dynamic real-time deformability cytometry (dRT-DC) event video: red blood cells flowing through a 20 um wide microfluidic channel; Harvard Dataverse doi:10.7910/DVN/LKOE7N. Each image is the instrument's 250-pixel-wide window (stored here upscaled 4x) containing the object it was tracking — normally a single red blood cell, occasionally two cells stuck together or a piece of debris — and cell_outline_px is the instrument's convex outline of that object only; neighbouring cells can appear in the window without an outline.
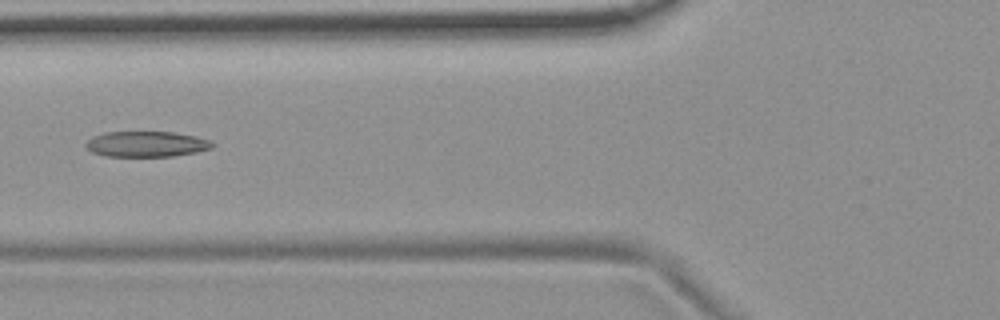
{"species": "common noctule bat (a hibernating species)", "species_latin": "Nyctalus noctula", "temperature_condition": "room temperature", "stored_images_in_passage": 6, "camera_frame_rate_fps": 3000, "um_per_image_px": 0.085, "animal": {"sex": "female", "body_mass_g": 19.9}, "frame": {"image": 1, "passage_image": 6, "time_ms": 5.667, "image_size_px": [1000, 320], "cell_outline_px": [[216, 144], [212, 148], [196, 152], [172, 156], [104, 156], [92, 152], [84, 144], [92, 136], [104, 132], [172, 132], [196, 136], [212, 140]], "centroid_in_image_um": [12.47, 12.24], "position_along_channel_um": 113.3, "area_um2": 18.96}}